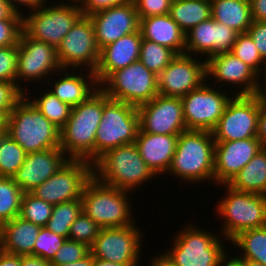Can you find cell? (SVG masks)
<instances>
[{
	"label": "cell",
	"mask_w": 266,
	"mask_h": 266,
	"mask_svg": "<svg viewBox=\"0 0 266 266\" xmlns=\"http://www.w3.org/2000/svg\"><path fill=\"white\" fill-rule=\"evenodd\" d=\"M103 113V91L98 88L85 101L72 107L67 123L60 129V148L68 159L95 162V139Z\"/></svg>",
	"instance_id": "cell-1"
},
{
	"label": "cell",
	"mask_w": 266,
	"mask_h": 266,
	"mask_svg": "<svg viewBox=\"0 0 266 266\" xmlns=\"http://www.w3.org/2000/svg\"><path fill=\"white\" fill-rule=\"evenodd\" d=\"M214 156L215 140L210 131L185 130L179 134L167 172L189 183L214 181Z\"/></svg>",
	"instance_id": "cell-2"
},
{
	"label": "cell",
	"mask_w": 266,
	"mask_h": 266,
	"mask_svg": "<svg viewBox=\"0 0 266 266\" xmlns=\"http://www.w3.org/2000/svg\"><path fill=\"white\" fill-rule=\"evenodd\" d=\"M93 176L103 184L133 192L156 175L142 159L135 143H131L101 155L93 163Z\"/></svg>",
	"instance_id": "cell-3"
},
{
	"label": "cell",
	"mask_w": 266,
	"mask_h": 266,
	"mask_svg": "<svg viewBox=\"0 0 266 266\" xmlns=\"http://www.w3.org/2000/svg\"><path fill=\"white\" fill-rule=\"evenodd\" d=\"M25 96L7 119V134L26 153L60 148V130L50 122Z\"/></svg>",
	"instance_id": "cell-4"
},
{
	"label": "cell",
	"mask_w": 266,
	"mask_h": 266,
	"mask_svg": "<svg viewBox=\"0 0 266 266\" xmlns=\"http://www.w3.org/2000/svg\"><path fill=\"white\" fill-rule=\"evenodd\" d=\"M128 193L103 184L93 176L82 193V211L101 228L130 226L134 219Z\"/></svg>",
	"instance_id": "cell-5"
},
{
	"label": "cell",
	"mask_w": 266,
	"mask_h": 266,
	"mask_svg": "<svg viewBox=\"0 0 266 266\" xmlns=\"http://www.w3.org/2000/svg\"><path fill=\"white\" fill-rule=\"evenodd\" d=\"M139 128L137 107L110 99L103 92V113L95 139V161L112 148L134 143Z\"/></svg>",
	"instance_id": "cell-6"
},
{
	"label": "cell",
	"mask_w": 266,
	"mask_h": 266,
	"mask_svg": "<svg viewBox=\"0 0 266 266\" xmlns=\"http://www.w3.org/2000/svg\"><path fill=\"white\" fill-rule=\"evenodd\" d=\"M225 198L217 205L218 216L223 217V235L231 241L240 232L266 225V195L233 190L227 184Z\"/></svg>",
	"instance_id": "cell-7"
},
{
	"label": "cell",
	"mask_w": 266,
	"mask_h": 266,
	"mask_svg": "<svg viewBox=\"0 0 266 266\" xmlns=\"http://www.w3.org/2000/svg\"><path fill=\"white\" fill-rule=\"evenodd\" d=\"M99 88L110 99L138 107L158 95V77L138 60L111 73Z\"/></svg>",
	"instance_id": "cell-8"
},
{
	"label": "cell",
	"mask_w": 266,
	"mask_h": 266,
	"mask_svg": "<svg viewBox=\"0 0 266 266\" xmlns=\"http://www.w3.org/2000/svg\"><path fill=\"white\" fill-rule=\"evenodd\" d=\"M72 2V4H63V2L52 4L48 7L44 4L29 11L28 16H22V30L29 37L48 43L57 49L65 35L83 15L78 2Z\"/></svg>",
	"instance_id": "cell-9"
},
{
	"label": "cell",
	"mask_w": 266,
	"mask_h": 266,
	"mask_svg": "<svg viewBox=\"0 0 266 266\" xmlns=\"http://www.w3.org/2000/svg\"><path fill=\"white\" fill-rule=\"evenodd\" d=\"M175 237L173 247L165 253L175 266H219L227 253L219 236L195 225L186 226Z\"/></svg>",
	"instance_id": "cell-10"
},
{
	"label": "cell",
	"mask_w": 266,
	"mask_h": 266,
	"mask_svg": "<svg viewBox=\"0 0 266 266\" xmlns=\"http://www.w3.org/2000/svg\"><path fill=\"white\" fill-rule=\"evenodd\" d=\"M92 177V163L68 159L53 176L30 193L52 205L81 199L84 187Z\"/></svg>",
	"instance_id": "cell-11"
},
{
	"label": "cell",
	"mask_w": 266,
	"mask_h": 266,
	"mask_svg": "<svg viewBox=\"0 0 266 266\" xmlns=\"http://www.w3.org/2000/svg\"><path fill=\"white\" fill-rule=\"evenodd\" d=\"M260 105L253 95H234L211 131L215 142L257 138Z\"/></svg>",
	"instance_id": "cell-12"
},
{
	"label": "cell",
	"mask_w": 266,
	"mask_h": 266,
	"mask_svg": "<svg viewBox=\"0 0 266 266\" xmlns=\"http://www.w3.org/2000/svg\"><path fill=\"white\" fill-rule=\"evenodd\" d=\"M57 57L62 69L75 68L94 72L100 57V48L94 34V27L88 15H82L57 47ZM82 65V66H81ZM79 69H78V68Z\"/></svg>",
	"instance_id": "cell-13"
},
{
	"label": "cell",
	"mask_w": 266,
	"mask_h": 266,
	"mask_svg": "<svg viewBox=\"0 0 266 266\" xmlns=\"http://www.w3.org/2000/svg\"><path fill=\"white\" fill-rule=\"evenodd\" d=\"M136 223L124 227L101 228L90 253L94 258L123 265H138L142 232Z\"/></svg>",
	"instance_id": "cell-14"
},
{
	"label": "cell",
	"mask_w": 266,
	"mask_h": 266,
	"mask_svg": "<svg viewBox=\"0 0 266 266\" xmlns=\"http://www.w3.org/2000/svg\"><path fill=\"white\" fill-rule=\"evenodd\" d=\"M203 83L181 98L187 130L212 131L232 97Z\"/></svg>",
	"instance_id": "cell-15"
},
{
	"label": "cell",
	"mask_w": 266,
	"mask_h": 266,
	"mask_svg": "<svg viewBox=\"0 0 266 266\" xmlns=\"http://www.w3.org/2000/svg\"><path fill=\"white\" fill-rule=\"evenodd\" d=\"M17 60L16 85L26 94V90H23L19 85L21 83L17 81H43L51 72L58 73L62 69L56 48L29 37L23 30L19 37Z\"/></svg>",
	"instance_id": "cell-16"
},
{
	"label": "cell",
	"mask_w": 266,
	"mask_h": 266,
	"mask_svg": "<svg viewBox=\"0 0 266 266\" xmlns=\"http://www.w3.org/2000/svg\"><path fill=\"white\" fill-rule=\"evenodd\" d=\"M157 77L158 94L182 98L206 82V60L197 61L192 55L177 54Z\"/></svg>",
	"instance_id": "cell-17"
},
{
	"label": "cell",
	"mask_w": 266,
	"mask_h": 266,
	"mask_svg": "<svg viewBox=\"0 0 266 266\" xmlns=\"http://www.w3.org/2000/svg\"><path fill=\"white\" fill-rule=\"evenodd\" d=\"M137 110L143 132L179 135L187 130L181 98L158 94L151 101L138 106Z\"/></svg>",
	"instance_id": "cell-18"
},
{
	"label": "cell",
	"mask_w": 266,
	"mask_h": 266,
	"mask_svg": "<svg viewBox=\"0 0 266 266\" xmlns=\"http://www.w3.org/2000/svg\"><path fill=\"white\" fill-rule=\"evenodd\" d=\"M94 27L99 48L137 32L140 20L133 0L88 15Z\"/></svg>",
	"instance_id": "cell-19"
},
{
	"label": "cell",
	"mask_w": 266,
	"mask_h": 266,
	"mask_svg": "<svg viewBox=\"0 0 266 266\" xmlns=\"http://www.w3.org/2000/svg\"><path fill=\"white\" fill-rule=\"evenodd\" d=\"M238 34L210 17L185 34V53L189 55L200 53L208 56L207 58L230 53Z\"/></svg>",
	"instance_id": "cell-20"
},
{
	"label": "cell",
	"mask_w": 266,
	"mask_h": 266,
	"mask_svg": "<svg viewBox=\"0 0 266 266\" xmlns=\"http://www.w3.org/2000/svg\"><path fill=\"white\" fill-rule=\"evenodd\" d=\"M262 148L258 138L215 142L214 182L228 184Z\"/></svg>",
	"instance_id": "cell-21"
},
{
	"label": "cell",
	"mask_w": 266,
	"mask_h": 266,
	"mask_svg": "<svg viewBox=\"0 0 266 266\" xmlns=\"http://www.w3.org/2000/svg\"><path fill=\"white\" fill-rule=\"evenodd\" d=\"M61 148L27 153L24 163L13 177L23 193H30L53 176L68 160Z\"/></svg>",
	"instance_id": "cell-22"
},
{
	"label": "cell",
	"mask_w": 266,
	"mask_h": 266,
	"mask_svg": "<svg viewBox=\"0 0 266 266\" xmlns=\"http://www.w3.org/2000/svg\"><path fill=\"white\" fill-rule=\"evenodd\" d=\"M207 79L210 76L219 82L238 85L241 88L236 95H252L257 81V73L248 65L243 63L232 53H224L206 58ZM209 77V78H208Z\"/></svg>",
	"instance_id": "cell-23"
},
{
	"label": "cell",
	"mask_w": 266,
	"mask_h": 266,
	"mask_svg": "<svg viewBox=\"0 0 266 266\" xmlns=\"http://www.w3.org/2000/svg\"><path fill=\"white\" fill-rule=\"evenodd\" d=\"M141 41L142 34L139 29L100 49L99 62L94 71L98 85L111 73L139 60Z\"/></svg>",
	"instance_id": "cell-24"
},
{
	"label": "cell",
	"mask_w": 266,
	"mask_h": 266,
	"mask_svg": "<svg viewBox=\"0 0 266 266\" xmlns=\"http://www.w3.org/2000/svg\"><path fill=\"white\" fill-rule=\"evenodd\" d=\"M178 138L179 135L146 133L139 128L134 143L144 162L157 176L168 171Z\"/></svg>",
	"instance_id": "cell-25"
},
{
	"label": "cell",
	"mask_w": 266,
	"mask_h": 266,
	"mask_svg": "<svg viewBox=\"0 0 266 266\" xmlns=\"http://www.w3.org/2000/svg\"><path fill=\"white\" fill-rule=\"evenodd\" d=\"M41 226L17 216L0 226V250L17 256L33 255Z\"/></svg>",
	"instance_id": "cell-26"
},
{
	"label": "cell",
	"mask_w": 266,
	"mask_h": 266,
	"mask_svg": "<svg viewBox=\"0 0 266 266\" xmlns=\"http://www.w3.org/2000/svg\"><path fill=\"white\" fill-rule=\"evenodd\" d=\"M139 29L142 39L166 46L177 54L185 53V33L169 14L142 18Z\"/></svg>",
	"instance_id": "cell-27"
},
{
	"label": "cell",
	"mask_w": 266,
	"mask_h": 266,
	"mask_svg": "<svg viewBox=\"0 0 266 266\" xmlns=\"http://www.w3.org/2000/svg\"><path fill=\"white\" fill-rule=\"evenodd\" d=\"M66 71V69H61L59 72L62 78L55 83L49 79L47 83H52L51 87L54 84L53 88L49 91L59 100L69 104L71 107L77 106L85 101L99 88L94 72L87 71L88 75H86V78L85 74L78 75V73L76 74L74 71L69 74V72ZM62 72L65 73L62 74Z\"/></svg>",
	"instance_id": "cell-28"
},
{
	"label": "cell",
	"mask_w": 266,
	"mask_h": 266,
	"mask_svg": "<svg viewBox=\"0 0 266 266\" xmlns=\"http://www.w3.org/2000/svg\"><path fill=\"white\" fill-rule=\"evenodd\" d=\"M227 185L236 191L266 195V147L259 150Z\"/></svg>",
	"instance_id": "cell-29"
},
{
	"label": "cell",
	"mask_w": 266,
	"mask_h": 266,
	"mask_svg": "<svg viewBox=\"0 0 266 266\" xmlns=\"http://www.w3.org/2000/svg\"><path fill=\"white\" fill-rule=\"evenodd\" d=\"M211 17L239 34L247 32L253 22L247 0H211Z\"/></svg>",
	"instance_id": "cell-30"
},
{
	"label": "cell",
	"mask_w": 266,
	"mask_h": 266,
	"mask_svg": "<svg viewBox=\"0 0 266 266\" xmlns=\"http://www.w3.org/2000/svg\"><path fill=\"white\" fill-rule=\"evenodd\" d=\"M169 16L186 34L211 17V0H177L171 3Z\"/></svg>",
	"instance_id": "cell-31"
},
{
	"label": "cell",
	"mask_w": 266,
	"mask_h": 266,
	"mask_svg": "<svg viewBox=\"0 0 266 266\" xmlns=\"http://www.w3.org/2000/svg\"><path fill=\"white\" fill-rule=\"evenodd\" d=\"M242 252L241 259L260 262L266 266V225L240 232L231 241Z\"/></svg>",
	"instance_id": "cell-32"
},
{
	"label": "cell",
	"mask_w": 266,
	"mask_h": 266,
	"mask_svg": "<svg viewBox=\"0 0 266 266\" xmlns=\"http://www.w3.org/2000/svg\"><path fill=\"white\" fill-rule=\"evenodd\" d=\"M81 212V199L53 205L51 217L45 227H47L55 234L68 239L71 224L75 221V219Z\"/></svg>",
	"instance_id": "cell-33"
},
{
	"label": "cell",
	"mask_w": 266,
	"mask_h": 266,
	"mask_svg": "<svg viewBox=\"0 0 266 266\" xmlns=\"http://www.w3.org/2000/svg\"><path fill=\"white\" fill-rule=\"evenodd\" d=\"M27 153L7 133L0 135V177L13 178Z\"/></svg>",
	"instance_id": "cell-34"
},
{
	"label": "cell",
	"mask_w": 266,
	"mask_h": 266,
	"mask_svg": "<svg viewBox=\"0 0 266 266\" xmlns=\"http://www.w3.org/2000/svg\"><path fill=\"white\" fill-rule=\"evenodd\" d=\"M22 195L13 178L0 177V226L19 216Z\"/></svg>",
	"instance_id": "cell-35"
},
{
	"label": "cell",
	"mask_w": 266,
	"mask_h": 266,
	"mask_svg": "<svg viewBox=\"0 0 266 266\" xmlns=\"http://www.w3.org/2000/svg\"><path fill=\"white\" fill-rule=\"evenodd\" d=\"M176 55L177 53L175 51L166 46L146 39H142L141 41L139 61L156 75L163 71Z\"/></svg>",
	"instance_id": "cell-36"
},
{
	"label": "cell",
	"mask_w": 266,
	"mask_h": 266,
	"mask_svg": "<svg viewBox=\"0 0 266 266\" xmlns=\"http://www.w3.org/2000/svg\"><path fill=\"white\" fill-rule=\"evenodd\" d=\"M30 102L59 130L67 123L72 107L59 100L49 90L41 98H35Z\"/></svg>",
	"instance_id": "cell-37"
},
{
	"label": "cell",
	"mask_w": 266,
	"mask_h": 266,
	"mask_svg": "<svg viewBox=\"0 0 266 266\" xmlns=\"http://www.w3.org/2000/svg\"><path fill=\"white\" fill-rule=\"evenodd\" d=\"M53 205L36 198L31 193H23L19 216L41 227L46 226L51 217Z\"/></svg>",
	"instance_id": "cell-38"
},
{
	"label": "cell",
	"mask_w": 266,
	"mask_h": 266,
	"mask_svg": "<svg viewBox=\"0 0 266 266\" xmlns=\"http://www.w3.org/2000/svg\"><path fill=\"white\" fill-rule=\"evenodd\" d=\"M230 53L252 68L257 73V78L261 76L260 74H263L261 68L265 61L247 32L238 34Z\"/></svg>",
	"instance_id": "cell-39"
},
{
	"label": "cell",
	"mask_w": 266,
	"mask_h": 266,
	"mask_svg": "<svg viewBox=\"0 0 266 266\" xmlns=\"http://www.w3.org/2000/svg\"><path fill=\"white\" fill-rule=\"evenodd\" d=\"M100 230L101 227L82 211L71 224L68 239L91 247Z\"/></svg>",
	"instance_id": "cell-40"
},
{
	"label": "cell",
	"mask_w": 266,
	"mask_h": 266,
	"mask_svg": "<svg viewBox=\"0 0 266 266\" xmlns=\"http://www.w3.org/2000/svg\"><path fill=\"white\" fill-rule=\"evenodd\" d=\"M65 240L66 238L55 234L47 227H41L33 247V255L51 261Z\"/></svg>",
	"instance_id": "cell-41"
},
{
	"label": "cell",
	"mask_w": 266,
	"mask_h": 266,
	"mask_svg": "<svg viewBox=\"0 0 266 266\" xmlns=\"http://www.w3.org/2000/svg\"><path fill=\"white\" fill-rule=\"evenodd\" d=\"M89 253L90 247L86 244L66 239L50 262L53 265L74 263L83 259Z\"/></svg>",
	"instance_id": "cell-42"
},
{
	"label": "cell",
	"mask_w": 266,
	"mask_h": 266,
	"mask_svg": "<svg viewBox=\"0 0 266 266\" xmlns=\"http://www.w3.org/2000/svg\"><path fill=\"white\" fill-rule=\"evenodd\" d=\"M18 45L0 47V81L16 83Z\"/></svg>",
	"instance_id": "cell-43"
},
{
	"label": "cell",
	"mask_w": 266,
	"mask_h": 266,
	"mask_svg": "<svg viewBox=\"0 0 266 266\" xmlns=\"http://www.w3.org/2000/svg\"><path fill=\"white\" fill-rule=\"evenodd\" d=\"M24 96L25 92L16 83L0 81V112L8 117Z\"/></svg>",
	"instance_id": "cell-44"
},
{
	"label": "cell",
	"mask_w": 266,
	"mask_h": 266,
	"mask_svg": "<svg viewBox=\"0 0 266 266\" xmlns=\"http://www.w3.org/2000/svg\"><path fill=\"white\" fill-rule=\"evenodd\" d=\"M139 20L150 16L169 14L170 0H133Z\"/></svg>",
	"instance_id": "cell-45"
},
{
	"label": "cell",
	"mask_w": 266,
	"mask_h": 266,
	"mask_svg": "<svg viewBox=\"0 0 266 266\" xmlns=\"http://www.w3.org/2000/svg\"><path fill=\"white\" fill-rule=\"evenodd\" d=\"M22 19L0 20V47L18 45Z\"/></svg>",
	"instance_id": "cell-46"
},
{
	"label": "cell",
	"mask_w": 266,
	"mask_h": 266,
	"mask_svg": "<svg viewBox=\"0 0 266 266\" xmlns=\"http://www.w3.org/2000/svg\"><path fill=\"white\" fill-rule=\"evenodd\" d=\"M247 33L251 36L262 59L266 61V21H253Z\"/></svg>",
	"instance_id": "cell-47"
},
{
	"label": "cell",
	"mask_w": 266,
	"mask_h": 266,
	"mask_svg": "<svg viewBox=\"0 0 266 266\" xmlns=\"http://www.w3.org/2000/svg\"><path fill=\"white\" fill-rule=\"evenodd\" d=\"M130 0H79V7L83 15H90L96 11L109 8L112 6L127 3Z\"/></svg>",
	"instance_id": "cell-48"
},
{
	"label": "cell",
	"mask_w": 266,
	"mask_h": 266,
	"mask_svg": "<svg viewBox=\"0 0 266 266\" xmlns=\"http://www.w3.org/2000/svg\"><path fill=\"white\" fill-rule=\"evenodd\" d=\"M253 21H266V0H249Z\"/></svg>",
	"instance_id": "cell-49"
},
{
	"label": "cell",
	"mask_w": 266,
	"mask_h": 266,
	"mask_svg": "<svg viewBox=\"0 0 266 266\" xmlns=\"http://www.w3.org/2000/svg\"><path fill=\"white\" fill-rule=\"evenodd\" d=\"M257 138L266 147V104L260 105L257 124Z\"/></svg>",
	"instance_id": "cell-50"
},
{
	"label": "cell",
	"mask_w": 266,
	"mask_h": 266,
	"mask_svg": "<svg viewBox=\"0 0 266 266\" xmlns=\"http://www.w3.org/2000/svg\"><path fill=\"white\" fill-rule=\"evenodd\" d=\"M45 1L47 0H8V2L10 3V5L12 6V8L18 13V14H23L22 11H20V9H18L19 7L17 6L18 4H21L23 6H26L27 8H29L31 11L35 10L41 6H43L45 4ZM18 3V4H17Z\"/></svg>",
	"instance_id": "cell-51"
},
{
	"label": "cell",
	"mask_w": 266,
	"mask_h": 266,
	"mask_svg": "<svg viewBox=\"0 0 266 266\" xmlns=\"http://www.w3.org/2000/svg\"><path fill=\"white\" fill-rule=\"evenodd\" d=\"M22 14H18L10 5L8 0H0V20L2 19H22Z\"/></svg>",
	"instance_id": "cell-52"
},
{
	"label": "cell",
	"mask_w": 266,
	"mask_h": 266,
	"mask_svg": "<svg viewBox=\"0 0 266 266\" xmlns=\"http://www.w3.org/2000/svg\"><path fill=\"white\" fill-rule=\"evenodd\" d=\"M21 266H54L50 261L35 255L20 256Z\"/></svg>",
	"instance_id": "cell-53"
},
{
	"label": "cell",
	"mask_w": 266,
	"mask_h": 266,
	"mask_svg": "<svg viewBox=\"0 0 266 266\" xmlns=\"http://www.w3.org/2000/svg\"><path fill=\"white\" fill-rule=\"evenodd\" d=\"M0 266H21L20 256L8 254L0 250Z\"/></svg>",
	"instance_id": "cell-54"
},
{
	"label": "cell",
	"mask_w": 266,
	"mask_h": 266,
	"mask_svg": "<svg viewBox=\"0 0 266 266\" xmlns=\"http://www.w3.org/2000/svg\"><path fill=\"white\" fill-rule=\"evenodd\" d=\"M263 66H265L263 69H264V74L265 75H262L265 77V83H264V90H263V86L260 85V80L257 81V84H256V87H255V90H254V93L252 94L258 101L260 104H266V61L265 63L263 64ZM261 86V87H260Z\"/></svg>",
	"instance_id": "cell-55"
},
{
	"label": "cell",
	"mask_w": 266,
	"mask_h": 266,
	"mask_svg": "<svg viewBox=\"0 0 266 266\" xmlns=\"http://www.w3.org/2000/svg\"><path fill=\"white\" fill-rule=\"evenodd\" d=\"M159 256V257H158ZM155 256L151 260V266H175L169 257L164 253L162 255Z\"/></svg>",
	"instance_id": "cell-56"
},
{
	"label": "cell",
	"mask_w": 266,
	"mask_h": 266,
	"mask_svg": "<svg viewBox=\"0 0 266 266\" xmlns=\"http://www.w3.org/2000/svg\"><path fill=\"white\" fill-rule=\"evenodd\" d=\"M228 254H225L220 260L219 266H243L242 259L236 255L234 258H229ZM227 258V259H226Z\"/></svg>",
	"instance_id": "cell-57"
},
{
	"label": "cell",
	"mask_w": 266,
	"mask_h": 266,
	"mask_svg": "<svg viewBox=\"0 0 266 266\" xmlns=\"http://www.w3.org/2000/svg\"><path fill=\"white\" fill-rule=\"evenodd\" d=\"M94 257L91 253L85 256L83 259L76 261L74 263H66L62 265H54V266H93Z\"/></svg>",
	"instance_id": "cell-58"
},
{
	"label": "cell",
	"mask_w": 266,
	"mask_h": 266,
	"mask_svg": "<svg viewBox=\"0 0 266 266\" xmlns=\"http://www.w3.org/2000/svg\"><path fill=\"white\" fill-rule=\"evenodd\" d=\"M93 266H139V265H123L114 262L104 261L102 259L94 258Z\"/></svg>",
	"instance_id": "cell-59"
},
{
	"label": "cell",
	"mask_w": 266,
	"mask_h": 266,
	"mask_svg": "<svg viewBox=\"0 0 266 266\" xmlns=\"http://www.w3.org/2000/svg\"><path fill=\"white\" fill-rule=\"evenodd\" d=\"M7 119L8 117L0 112V135L6 134L7 132Z\"/></svg>",
	"instance_id": "cell-60"
},
{
	"label": "cell",
	"mask_w": 266,
	"mask_h": 266,
	"mask_svg": "<svg viewBox=\"0 0 266 266\" xmlns=\"http://www.w3.org/2000/svg\"><path fill=\"white\" fill-rule=\"evenodd\" d=\"M243 266H264L260 262L248 260V259H242Z\"/></svg>",
	"instance_id": "cell-61"
}]
</instances>
